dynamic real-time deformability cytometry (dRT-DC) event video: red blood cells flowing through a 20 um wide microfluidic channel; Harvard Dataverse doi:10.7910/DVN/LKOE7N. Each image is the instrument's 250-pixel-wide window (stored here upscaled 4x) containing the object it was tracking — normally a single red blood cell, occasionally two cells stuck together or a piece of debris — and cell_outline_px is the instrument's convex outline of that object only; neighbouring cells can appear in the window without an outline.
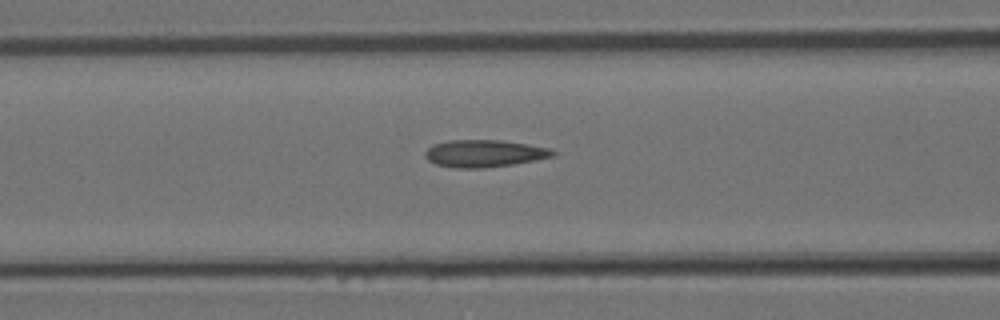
{"species": "Egyptian fruit bat (a non-hibernating species)", "species_latin": "Rousettus aegyptiacus", "temperature_condition": "room temperature", "stored_images_in_passage": 5, "camera_frame_rate_fps": 3000, "um_per_image_px": 0.085, "animal": {"sex": "female"}, "frame": {"image": 1, "passage_image": 5, "time_ms": 1.333, "image_size_px": [1000, 320], "cell_outline_px": [[556, 156], [536, 160], [512, 164], [484, 168], [456, 168], [436, 164], [428, 160], [424, 156], [424, 152], [432, 144], [448, 140], [500, 140], [528, 144], [548, 148], [556, 152]], "centroid_in_image_um": [41.15, 13.04], "position_along_channel_um": 125.5, "area_um2": 20.35}}